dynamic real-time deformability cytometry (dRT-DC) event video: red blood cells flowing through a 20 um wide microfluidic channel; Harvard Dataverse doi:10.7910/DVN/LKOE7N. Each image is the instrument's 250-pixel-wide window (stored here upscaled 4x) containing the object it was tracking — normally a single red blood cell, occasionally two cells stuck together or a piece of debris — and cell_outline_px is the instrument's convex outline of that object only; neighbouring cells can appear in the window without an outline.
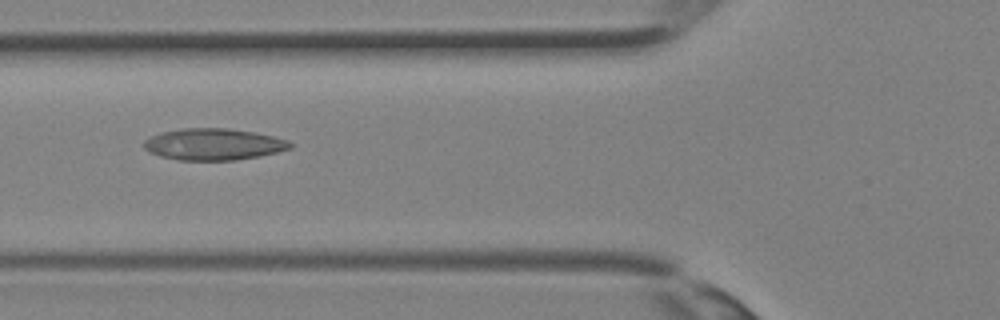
{"species": "Egyptian fruit bat (a non-hibernating species)", "species_latin": "Rousettus aegyptiacus", "temperature_condition": "room temperature", "stored_images_in_passage": 27, "camera_frame_rate_fps": 3000, "um_per_image_px": 0.085, "animal": {"sex": "female"}, "frame": {"image": 1, "passage_image": 5, "time_ms": 1.333, "image_size_px": [1000, 320], "cell_outline_px": [[292, 148], [260, 156], [236, 160], [180, 160], [160, 156], [148, 152], [144, 148], [144, 140], [160, 132], [184, 128], [228, 128], [256, 132], [288, 140], [292, 144]], "centroid_in_image_um": [18.15, 12.26], "position_along_channel_um": 107.6, "area_um2": 26.99}}
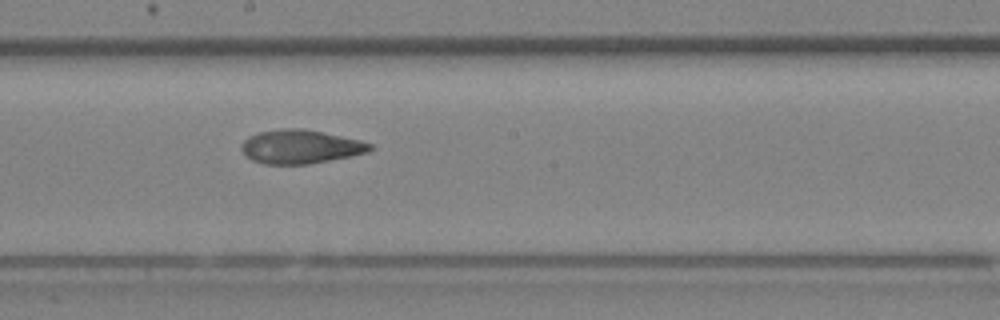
{"frame": {"image": 2, "passage_image": 11, "time_ms": 3.333, "image_size_px": [1000, 320], "cell_outline_px": [[376, 148], [368, 152], [352, 156], [308, 164], [264, 164], [252, 160], [244, 156], [240, 148], [240, 144], [248, 136], [256, 132], [280, 128], [304, 128], [360, 140], [372, 144]], "centroid_in_image_um": [25.51, 12.46], "position_along_channel_um": 222.7, "area_um2": 25.72}}
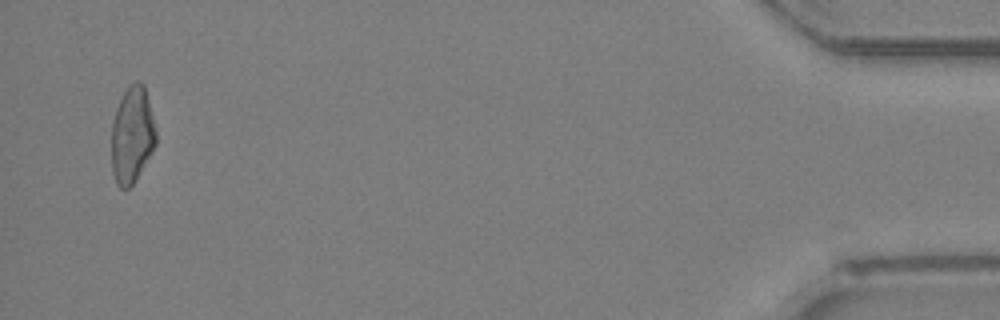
{"frame": {"image": 3, "passage_image": 26, "time_ms": 8.333, "image_size_px": [1000, 320], "cell_outline_px": [[156, 144], [152, 152], [136, 180], [128, 188], [120, 188], [116, 184], [112, 172], [112, 124], [116, 108], [128, 84], [136, 80], [140, 80], [144, 84], [156, 132]], "centroid_in_image_um": [11.22, 11.47], "position_along_channel_um": 424.0, "area_um2": 25.03}}